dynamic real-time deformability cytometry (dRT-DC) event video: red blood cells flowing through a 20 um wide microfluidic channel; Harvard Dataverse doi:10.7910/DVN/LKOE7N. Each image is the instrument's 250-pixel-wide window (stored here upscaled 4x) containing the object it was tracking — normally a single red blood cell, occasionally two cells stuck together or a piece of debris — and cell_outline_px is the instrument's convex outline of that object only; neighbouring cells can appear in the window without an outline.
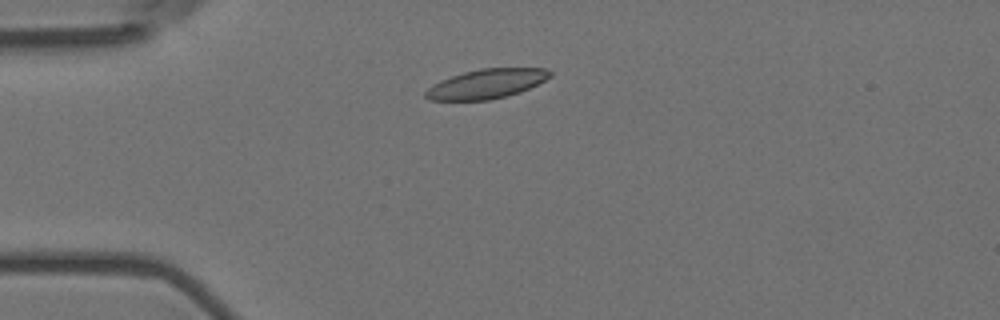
{"species": "Egyptian fruit bat (a non-hibernating species)", "species_latin": "Rousettus aegyptiacus", "temperature_condition": "room temperature", "stored_images_in_passage": 7, "camera_frame_rate_fps": 3000, "um_per_image_px": 0.085, "animal": {"sex": "female"}, "frame": {"image": 1, "passage_image": 3, "time_ms": 0.667, "image_size_px": [1000, 320], "cell_outline_px": [[552, 76], [520, 92], [508, 96], [488, 100], [428, 100], [424, 96], [424, 92], [432, 84], [440, 80], [464, 72], [480, 68], [548, 68], [552, 72]], "centroid_in_image_um": [41.34, 7.12], "position_along_channel_um": 43.7, "area_um2": 21.39}}
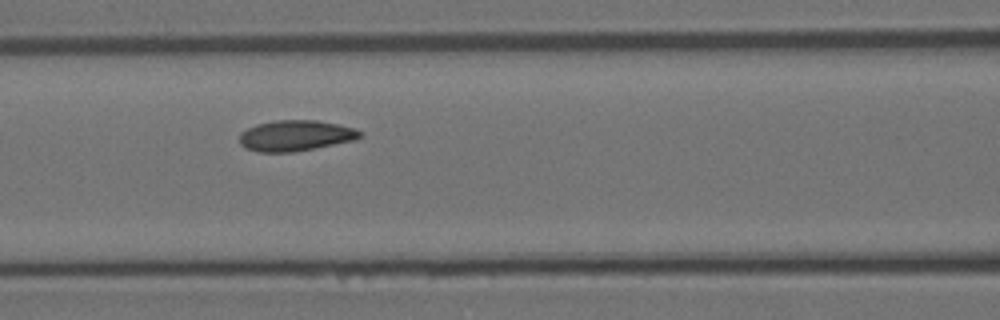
{"frame": {"image": 2, "passage_image": 6, "time_ms": 1.667, "image_size_px": [1000, 320], "cell_outline_px": [[360, 136], [356, 140], [292, 152], [260, 152], [248, 148], [240, 144], [240, 132], [256, 124], [276, 120], [316, 120], [336, 124], [352, 128], [360, 132]], "centroid_in_image_um": [25.09, 11.52], "position_along_channel_um": 141.5, "area_um2": 21.27}}
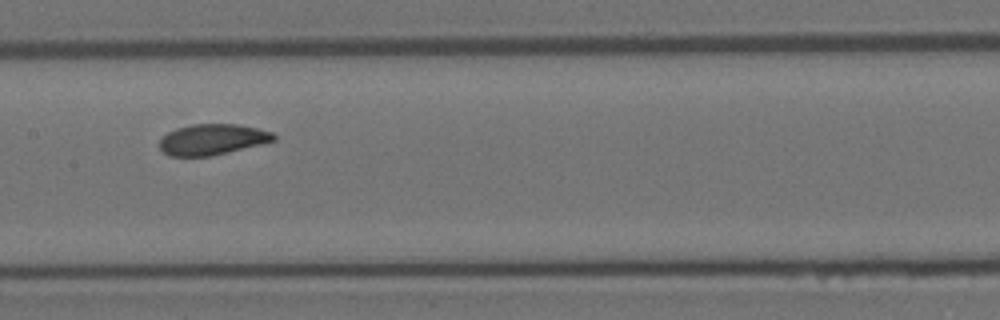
{"frame": {"image": 3, "passage_image": 7, "time_ms": 2.0, "image_size_px": [1000, 320], "cell_outline_px": [[276, 140], [212, 156], [168, 156], [160, 148], [160, 140], [168, 132], [176, 128], [192, 124], [236, 124], [256, 128], [272, 132], [276, 136]], "centroid_in_image_um": [18.04, 11.85], "position_along_channel_um": 189.4, "area_um2": 20.35}}